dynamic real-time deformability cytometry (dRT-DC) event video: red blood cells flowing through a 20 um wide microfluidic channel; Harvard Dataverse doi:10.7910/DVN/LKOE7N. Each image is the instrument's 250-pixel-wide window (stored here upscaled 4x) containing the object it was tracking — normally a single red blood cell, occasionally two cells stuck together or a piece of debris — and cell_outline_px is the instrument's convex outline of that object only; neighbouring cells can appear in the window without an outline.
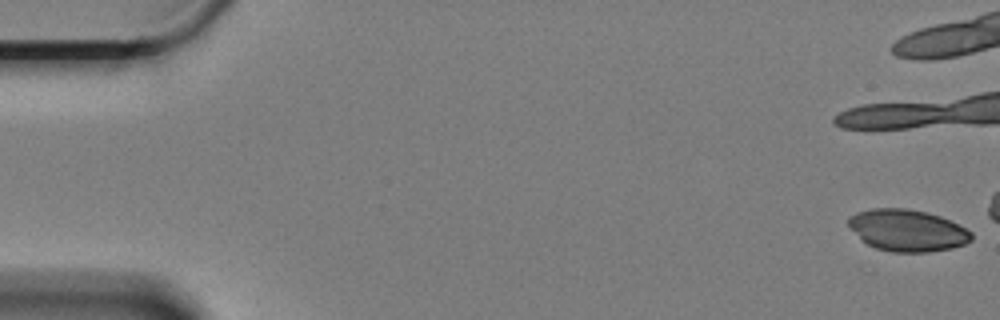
{"species": "Egyptian fruit bat (a non-hibernating species)", "species_latin": "Rousettus aegyptiacus", "temperature_condition": "cold", "stored_images_in_passage": 16, "camera_frame_rate_fps": 3000, "um_per_image_px": 0.085, "animal": {"sex": "female"}, "frame": {"image": 1, "passage_image": 1, "time_ms": 0.0, "image_size_px": [1000, 320], "cell_outline_px": [[972, 240], [964, 244], [952, 248], [928, 252], [892, 252], [876, 248], [860, 240], [848, 224], [848, 216], [856, 212], [872, 208], [908, 208], [928, 212], [940, 216], [972, 232]], "centroid_in_image_um": [77.09, 19.57], "position_along_channel_um": 7.9, "area_um2": 30.0}}